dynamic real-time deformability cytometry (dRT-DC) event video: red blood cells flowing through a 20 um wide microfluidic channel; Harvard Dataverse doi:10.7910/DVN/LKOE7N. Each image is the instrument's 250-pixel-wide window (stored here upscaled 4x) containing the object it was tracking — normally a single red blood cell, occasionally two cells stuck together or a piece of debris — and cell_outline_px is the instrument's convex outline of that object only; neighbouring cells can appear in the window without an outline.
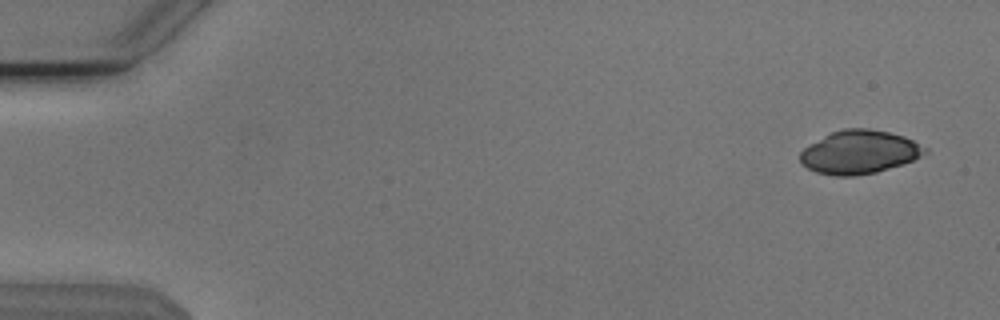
{"species": "Egyptian fruit bat (a non-hibernating species)", "species_latin": "Rousettus aegyptiacus", "temperature_condition": "cold", "stored_images_in_passage": 14, "camera_frame_rate_fps": 3000, "um_per_image_px": 0.085, "animal": {"sex": "male"}, "frame": {"image": 1, "passage_image": 1, "time_ms": 0.0, "image_size_px": [1000, 320], "cell_outline_px": [[928, 152], [912, 160], [876, 172], [852, 176], [836, 176], [816, 172], [808, 168], [800, 160], [800, 152], [804, 148], [824, 136], [832, 132], [844, 128], [868, 128], [888, 132], [904, 136], [928, 148]], "centroid_in_image_um": [73.05, 12.92], "position_along_channel_um": 12.0, "area_um2": 31.21}}